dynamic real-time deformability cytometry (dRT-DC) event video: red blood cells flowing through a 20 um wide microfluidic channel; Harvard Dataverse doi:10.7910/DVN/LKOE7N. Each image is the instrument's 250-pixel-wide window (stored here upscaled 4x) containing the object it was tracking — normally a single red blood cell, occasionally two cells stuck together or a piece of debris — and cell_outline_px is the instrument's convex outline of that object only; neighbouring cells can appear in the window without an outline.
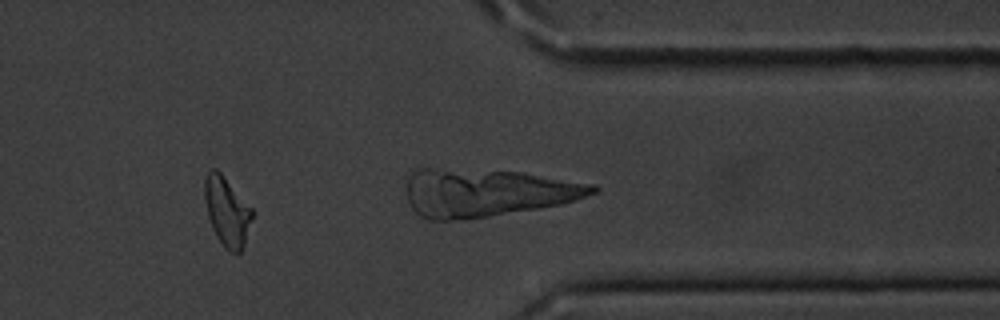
{"species": "common noctule bat (a hibernating species)", "species_latin": "Nyctalus noctula", "temperature_condition": "cold", "stored_images_in_passage": 35, "camera_frame_rate_fps": 3000, "um_per_image_px": 0.085, "animal": {"sex": "male", "body_mass_g": 20.1, "forearm_length_mm": 53.5}, "frame": {"image": 1, "passage_image": 31, "time_ms": 10.0, "image_size_px": [1000, 320], "cell_outline_px": [[256, 212], [244, 244], [240, 252], [232, 252], [224, 248], [216, 236], [212, 228], [208, 216], [204, 200], [204, 180], [208, 172], [212, 168], [216, 168], [224, 176]], "centroid_in_image_um": [19.31, 17.96], "position_along_channel_um": 392.1, "area_um2": 19.42}}